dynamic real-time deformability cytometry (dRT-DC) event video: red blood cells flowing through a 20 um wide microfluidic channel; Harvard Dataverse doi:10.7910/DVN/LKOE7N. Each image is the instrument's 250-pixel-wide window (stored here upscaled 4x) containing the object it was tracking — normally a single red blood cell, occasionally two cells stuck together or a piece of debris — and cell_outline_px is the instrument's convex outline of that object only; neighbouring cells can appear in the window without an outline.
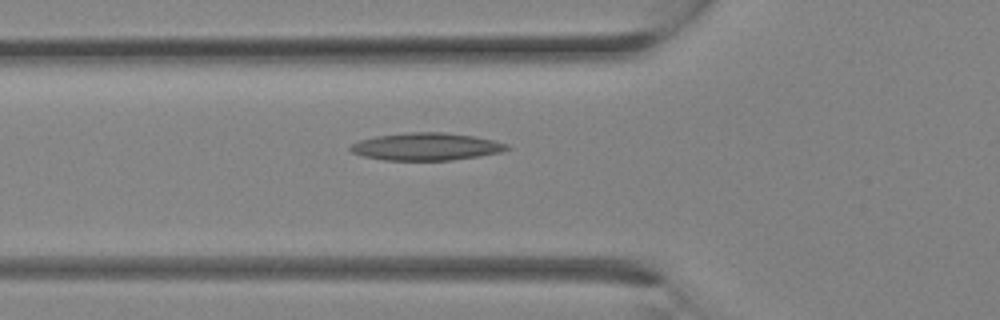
{"species": "Egyptian fruit bat (a non-hibernating species)", "species_latin": "Rousettus aegyptiacus", "temperature_condition": "room temperature", "stored_images_in_passage": 9, "camera_frame_rate_fps": 3000, "um_per_image_px": 0.085, "animal": {"sex": "female"}, "frame": {"image": 1, "passage_image": 7, "time_ms": 2.0, "image_size_px": [1000, 320], "cell_outline_px": [[512, 148], [500, 152], [480, 156], [452, 160], [384, 160], [360, 156], [352, 152], [348, 148], [352, 144], [360, 140], [376, 136], [412, 132], [444, 132], [472, 136], [492, 140], [508, 144]], "centroid_in_image_um": [36.22, 12.47], "position_along_channel_um": 89.6, "area_um2": 25.03}}
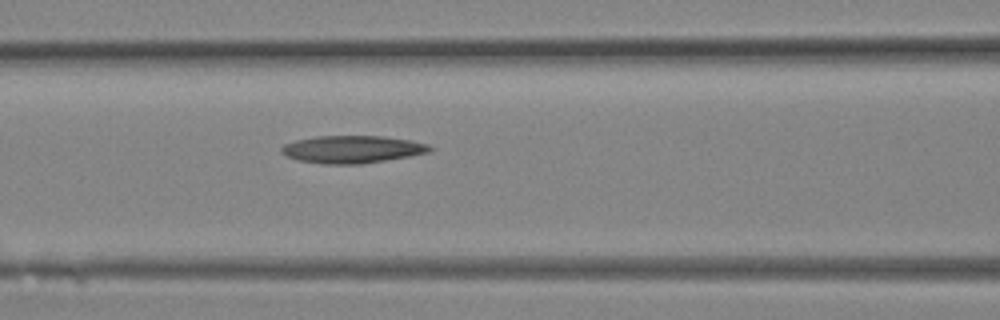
{"frame": {"image": 2, "passage_image": 9, "time_ms": 2.667, "image_size_px": [1000, 320], "cell_outline_px": [[432, 148], [428, 152], [408, 156], [360, 164], [324, 164], [296, 160], [280, 152], [280, 148], [284, 144], [296, 140], [316, 136], [380, 136], [408, 140], [428, 144]], "centroid_in_image_um": [29.87, 12.69], "position_along_channel_um": 136.7, "area_um2": 23.52}}